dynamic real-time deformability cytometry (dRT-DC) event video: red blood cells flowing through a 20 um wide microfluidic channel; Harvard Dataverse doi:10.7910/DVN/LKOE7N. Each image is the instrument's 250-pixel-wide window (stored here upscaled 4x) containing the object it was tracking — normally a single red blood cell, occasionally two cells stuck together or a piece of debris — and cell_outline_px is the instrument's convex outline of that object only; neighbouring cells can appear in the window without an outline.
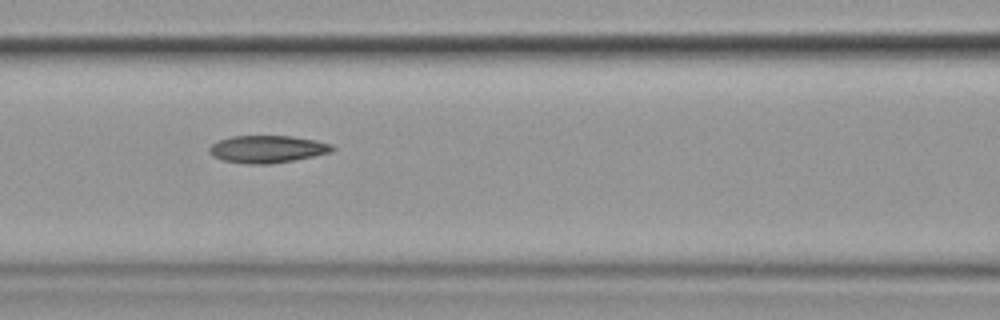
{"species": "common noctule bat (a hibernating species)", "species_latin": "Nyctalus noctula", "temperature_condition": "cold", "stored_images_in_passage": 11, "camera_frame_rate_fps": 3000, "um_per_image_px": 0.085, "animal": {"sex": "female", "body_mass_g": 19.9}, "frame": {"image": 1, "passage_image": 4, "time_ms": 4.333, "image_size_px": [1000, 320], "cell_outline_px": [[336, 148], [332, 152], [292, 160], [268, 164], [244, 164], [224, 160], [212, 156], [208, 152], [208, 148], [212, 144], [220, 140], [232, 136], [292, 136], [316, 140], [332, 144]], "centroid_in_image_um": [22.72, 12.67], "position_along_channel_um": 143.9, "area_um2": 19.59}}
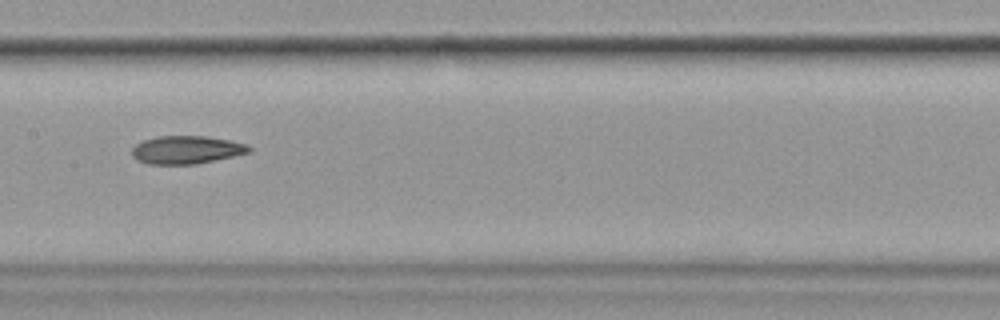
{"frame": {"image": 2, "passage_image": 5, "time_ms": 5.667, "image_size_px": [1000, 320], "cell_outline_px": [[252, 152], [196, 164], [148, 164], [132, 156], [132, 148], [136, 144], [144, 140], [156, 136], [208, 136], [248, 144], [252, 148]], "centroid_in_image_um": [15.88, 12.73], "position_along_channel_um": 191.5, "area_um2": 19.13}}